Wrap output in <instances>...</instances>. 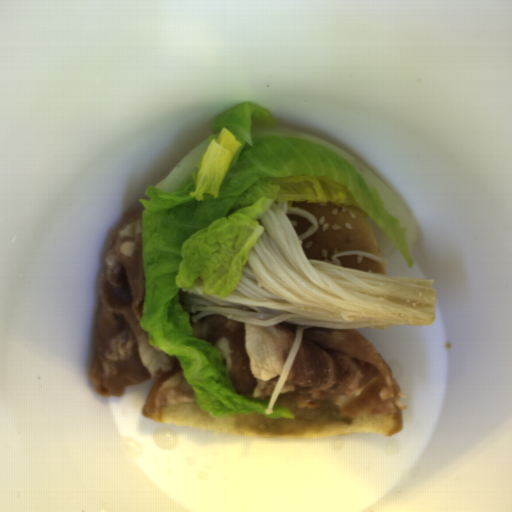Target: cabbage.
Here are the masks:
<instances>
[{
	"label": "cabbage",
	"instance_id": "cabbage-1",
	"mask_svg": "<svg viewBox=\"0 0 512 512\" xmlns=\"http://www.w3.org/2000/svg\"><path fill=\"white\" fill-rule=\"evenodd\" d=\"M139 199L148 344L175 357L200 409L211 418H296L288 406L238 394L218 347L197 336L179 294L200 278L203 294L229 296L273 201L313 200L364 213L414 266L417 220L364 161L327 140L288 130L257 101L214 115L212 134Z\"/></svg>",
	"mask_w": 512,
	"mask_h": 512
}]
</instances>
